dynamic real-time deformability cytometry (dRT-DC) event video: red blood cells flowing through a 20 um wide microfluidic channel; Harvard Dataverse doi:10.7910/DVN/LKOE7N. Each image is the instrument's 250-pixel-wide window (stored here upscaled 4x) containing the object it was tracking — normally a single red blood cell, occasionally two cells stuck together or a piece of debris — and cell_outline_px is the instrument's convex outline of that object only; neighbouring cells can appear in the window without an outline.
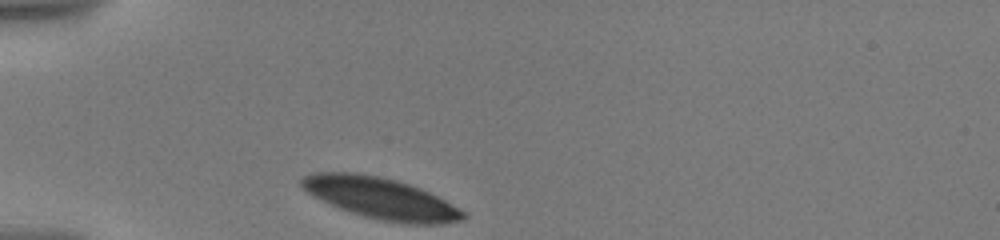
{"species": "human", "species_latin": "Homo sapiens", "temperature_condition": "warm", "stored_images_in_passage": 22, "camera_frame_rate_fps": 3000, "um_per_image_px": 0.085, "donor": {"sex": "male"}, "frame": {"image": 1, "passage_image": 1, "time_ms": 0.0, "image_size_px": [1000, 240], "cell_outline_px": [[468, 216], [464, 220], [444, 224], [400, 224], [380, 220], [348, 212], [320, 200], [312, 196], [300, 184], [300, 180], [304, 176], [316, 172], [352, 172], [380, 176], [396, 180], [420, 188], [468, 212]], "centroid_in_image_um": [32.4, 16.87], "position_along_channel_um": 52.6, "area_um2": 39.19}}
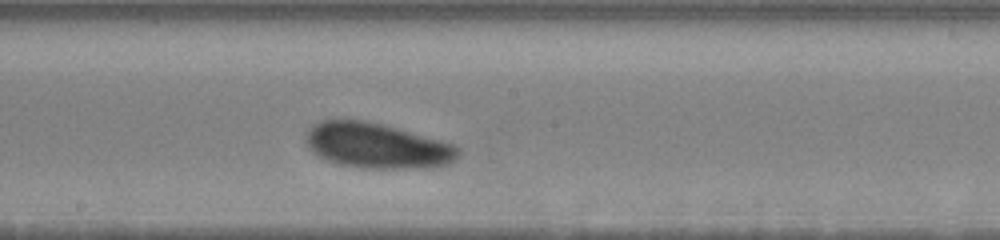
{"frame": {"image": 2, "passage_image": 10, "time_ms": 5.333, "image_size_px": [1000, 240], "cell_outline_px": [[460, 152], [448, 164], [412, 168], [360, 168], [336, 164], [324, 160], [316, 156], [308, 148], [304, 140], [304, 136], [308, 128], [312, 124], [320, 120], [360, 120], [380, 124], [396, 128], [456, 144], [460, 148]], "centroid_in_image_um": [31.94, 12.38], "position_along_channel_um": 216.3, "area_um2": 40.34}}
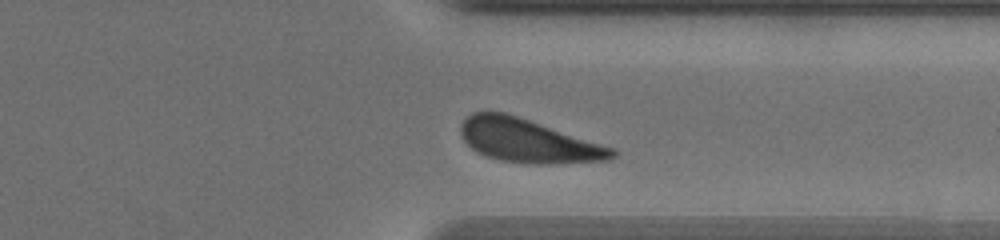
{"frame": {"image": 3, "passage_image": 19, "time_ms": 9.667, "image_size_px": [1000, 240], "cell_outline_px": [[620, 152], [612, 160], [548, 164], [532, 164], [500, 160], [476, 152], [464, 140], [460, 132], [460, 128], [464, 120], [472, 112], [504, 112], [616, 148]], "centroid_in_image_um": [44.96, 11.98], "position_along_channel_um": 366.4, "area_um2": 38.26}, "authors_computed_cell_mechanics": {"area_um2": 39.3907, "velocity_mm_per_s": 3.4596, "shape_relaxation_time_tau1_ms": 1.3532, "shape_relaxation_time_tau2_ms": 9.5586, "deformation_change_tau1": 0.0928, "deformation_change_tau2": 0.1646}}